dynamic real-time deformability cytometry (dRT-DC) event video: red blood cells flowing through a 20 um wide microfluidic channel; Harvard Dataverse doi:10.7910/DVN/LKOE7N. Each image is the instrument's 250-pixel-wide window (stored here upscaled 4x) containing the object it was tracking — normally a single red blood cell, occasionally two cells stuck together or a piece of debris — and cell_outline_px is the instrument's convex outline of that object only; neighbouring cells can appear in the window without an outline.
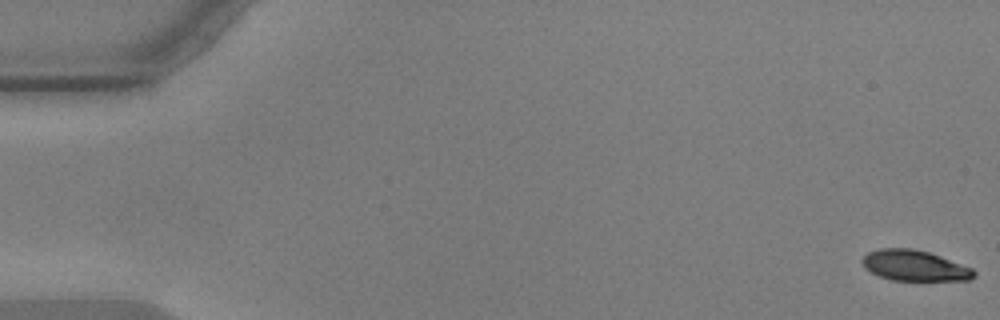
{"species": "common noctule bat (a hibernating species)", "species_latin": "Nyctalus noctula", "temperature_condition": "warm", "stored_images_in_passage": 18, "camera_frame_rate_fps": 3000, "um_per_image_px": 0.085, "animal": {"sex": "male", "body_mass_g": 17.9, "forearm_length_mm": 54.2}, "frame": {"image": 1, "passage_image": 1, "time_ms": 0.0, "image_size_px": [1000, 320], "cell_outline_px": [[976, 276], [972, 280], [892, 280], [880, 276], [864, 268], [860, 260], [868, 252], [880, 248], [912, 248], [928, 252], [940, 256], [972, 268], [976, 272]], "centroid_in_image_um": [77.73, 22.57], "position_along_channel_um": 7.3, "area_um2": 19.94}}
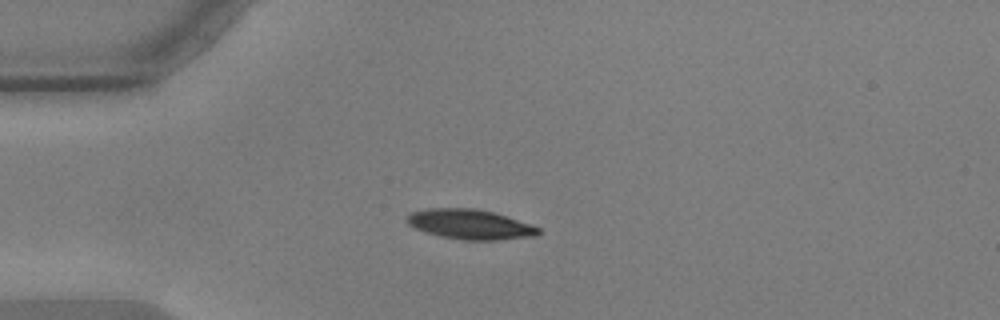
{"frame": {"image": 2, "passage_image": 15, "time_ms": 4.667, "image_size_px": [1000, 320], "cell_outline_px": [[540, 232], [536, 236], [496, 240], [464, 240], [440, 236], [416, 228], [408, 224], [404, 220], [404, 216], [412, 212], [428, 208], [476, 208], [492, 212], [540, 228]], "centroid_in_image_um": [39.9, 19.06], "position_along_channel_um": 45.1, "area_um2": 22.66}}